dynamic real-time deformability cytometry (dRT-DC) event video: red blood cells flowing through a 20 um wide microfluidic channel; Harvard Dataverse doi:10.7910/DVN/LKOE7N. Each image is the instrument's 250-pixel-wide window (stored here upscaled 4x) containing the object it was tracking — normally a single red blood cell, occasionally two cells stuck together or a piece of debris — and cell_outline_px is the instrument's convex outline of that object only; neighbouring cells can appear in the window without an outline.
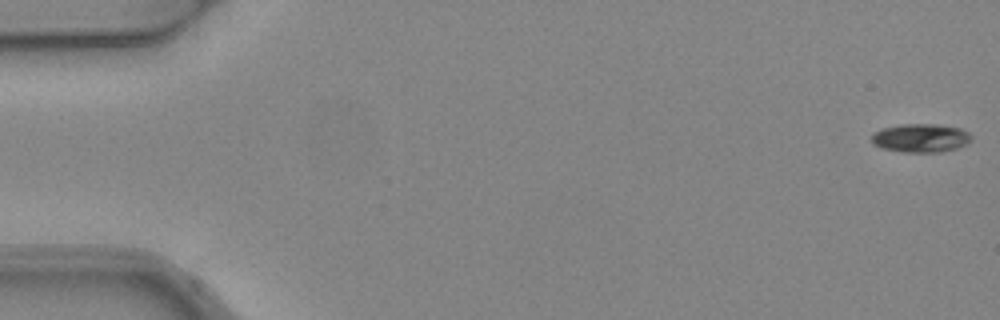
{"species": "common noctule bat (a hibernating species)", "species_latin": "Nyctalus noctula", "temperature_condition": "warm", "stored_images_in_passage": 5, "camera_frame_rate_fps": 3000, "um_per_image_px": 0.085, "animal": {"sex": "female", "body_mass_g": 24.6, "forearm_length_mm": 56.2}, "frame": {"image": 1, "passage_image": 1, "time_ms": 0.0, "image_size_px": [1000, 320], "cell_outline_px": [[972, 140], [968, 144], [956, 148], [940, 152], [904, 152], [880, 148], [872, 144], [872, 132], [880, 128], [900, 124], [932, 124], [960, 128], [968, 132], [972, 136]], "centroid_in_image_um": [78.23, 11.73], "position_along_channel_um": 6.8, "area_um2": 16.82}}
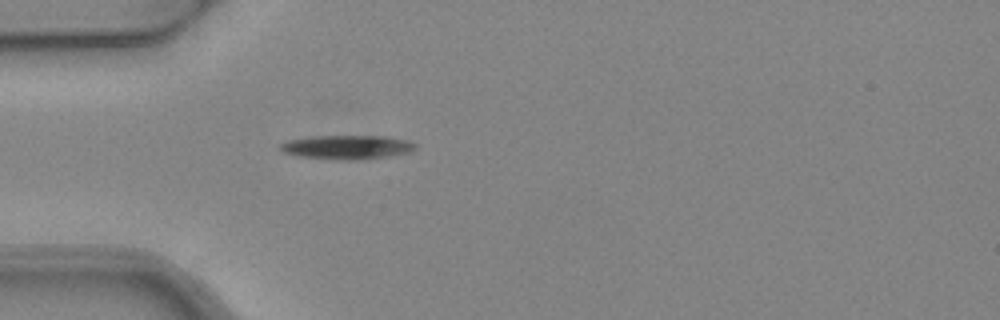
{"frame": {"image": 2, "passage_image": 5, "time_ms": 1.333, "image_size_px": [1000, 320], "cell_outline_px": [[416, 148], [408, 152], [392, 156], [348, 160], [300, 156], [284, 152], [280, 148], [280, 144], [288, 140], [316, 136], [384, 136], [408, 140], [416, 144]], "centroid_in_image_um": [29.54, 12.5], "position_along_channel_um": 55.5, "area_um2": 18.55}}